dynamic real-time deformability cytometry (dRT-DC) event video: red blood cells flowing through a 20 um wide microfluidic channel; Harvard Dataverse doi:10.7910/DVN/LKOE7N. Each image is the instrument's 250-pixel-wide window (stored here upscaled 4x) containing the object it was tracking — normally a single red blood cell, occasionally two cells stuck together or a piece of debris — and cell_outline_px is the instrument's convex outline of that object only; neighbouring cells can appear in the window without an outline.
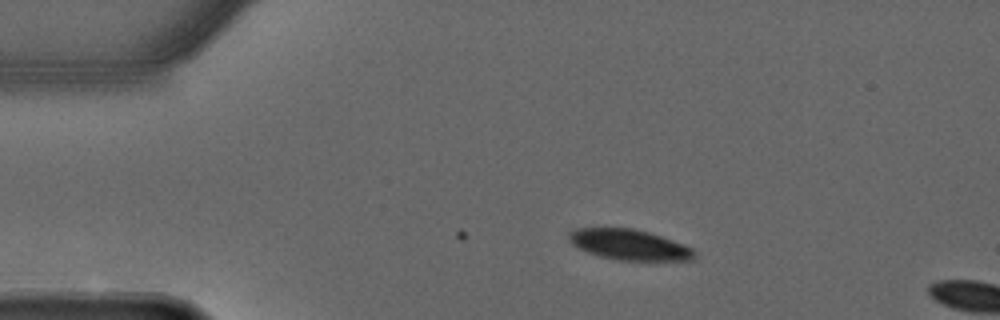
{"species": "common noctule bat (a hibernating species)", "species_latin": "Nyctalus noctula", "temperature_condition": "warm", "stored_images_in_passage": 14, "camera_frame_rate_fps": 3000, "um_per_image_px": 0.085, "animal": {"sex": "male", "forearm_length_mm": 52.5}, "frame": {"image": 1, "passage_image": 14, "time_ms": 4.333, "image_size_px": [1000, 320], "cell_outline_px": [[696, 256], [692, 260], [616, 260], [600, 256], [588, 252], [572, 244], [568, 240], [568, 232], [576, 228], [632, 228], [648, 232], [684, 244], [692, 248]], "centroid_in_image_um": [53.47, 20.79], "position_along_channel_um": 31.5, "area_um2": 22.2}}